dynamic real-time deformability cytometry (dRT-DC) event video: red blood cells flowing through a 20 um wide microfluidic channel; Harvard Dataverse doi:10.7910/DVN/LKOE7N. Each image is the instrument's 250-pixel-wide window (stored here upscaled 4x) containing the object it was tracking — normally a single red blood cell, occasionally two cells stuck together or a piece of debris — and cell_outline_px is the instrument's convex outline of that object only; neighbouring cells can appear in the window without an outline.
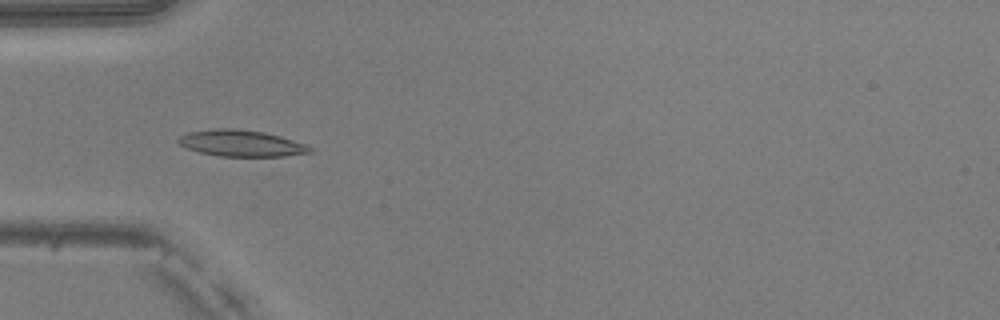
{"species": "common noctule bat (a hibernating species)", "species_latin": "Nyctalus noctula", "temperature_condition": "warm", "stored_images_in_passage": 51, "camera_frame_rate_fps": 3000, "um_per_image_px": 0.085, "animal": {"sex": "male", "body_mass_g": 20.5, "forearm_length_mm": 52.5}, "frame": {"image": 1, "passage_image": 17, "time_ms": 5.333, "image_size_px": [1000, 320], "cell_outline_px": [[312, 152], [284, 156], [220, 156], [200, 152], [188, 148], [180, 144], [176, 140], [180, 136], [188, 132], [220, 128], [232, 128], [264, 132], [280, 136], [304, 144], [312, 148]], "centroid_in_image_um": [20.49, 12.17], "position_along_channel_um": 64.5, "area_um2": 19.94}}
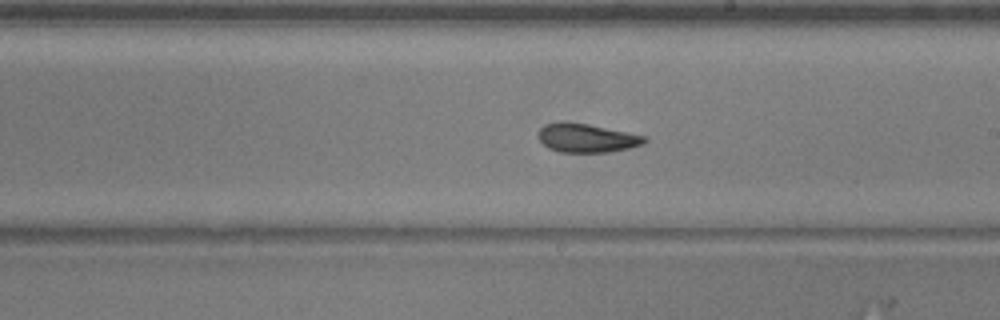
{"frame": {"image": 2, "passage_image": 30, "time_ms": 9.667, "image_size_px": [1000, 320], "cell_outline_px": [[648, 140], [644, 144], [628, 148], [608, 152], [560, 152], [548, 148], [536, 136], [540, 128], [544, 124], [560, 120], [564, 120], [588, 124], [648, 136]], "centroid_in_image_um": [49.85, 11.71], "position_along_channel_um": 239.2, "area_um2": 18.15}}
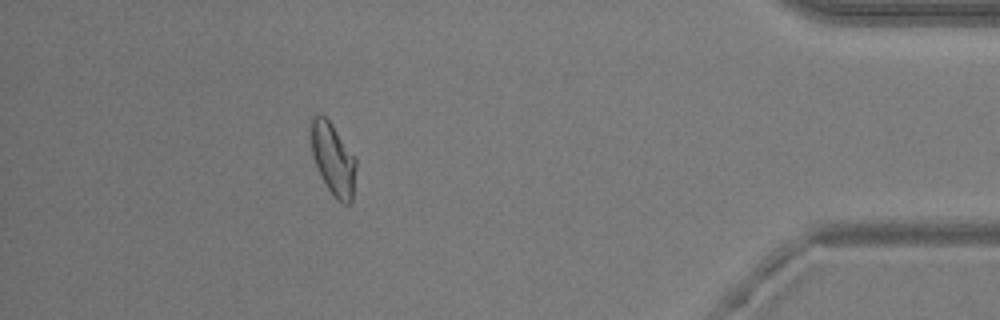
{"frame": {"image": 3, "passage_image": 46, "time_ms": 15.0, "image_size_px": [1000, 320], "cell_outline_px": [[356, 168], [352, 204], [340, 204], [336, 200], [320, 176], [312, 156], [308, 128], [308, 124], [312, 116], [320, 112], [332, 124], [356, 160]], "centroid_in_image_um": [28.26, 13.5], "position_along_channel_um": 406.9, "area_um2": 19.42}, "authors_computed_cell_mechanics": {"area_um2": 18.9006, "velocity_mm_per_s": 4.0399, "shape_relaxation_time_tau1_ms": 5.5171, "shape_relaxation_time_tau2_ms": 1.55, "deformation_change_tau1": 0.135, "deformation_change_tau2": 0.0729}}